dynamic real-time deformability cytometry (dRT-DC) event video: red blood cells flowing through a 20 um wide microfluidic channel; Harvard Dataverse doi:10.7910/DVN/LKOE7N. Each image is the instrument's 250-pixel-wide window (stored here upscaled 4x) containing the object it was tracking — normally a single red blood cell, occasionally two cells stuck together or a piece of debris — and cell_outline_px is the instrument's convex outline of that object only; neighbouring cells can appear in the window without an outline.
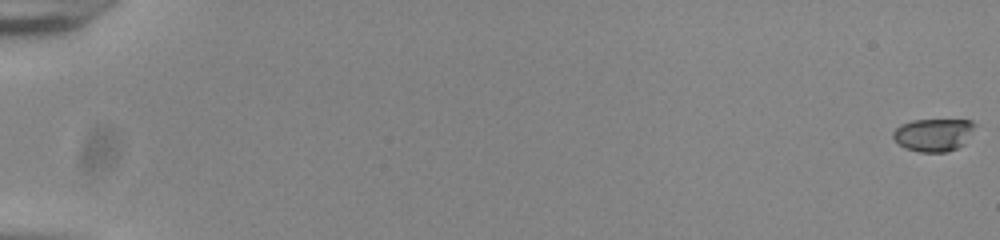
{"species": "common noctule bat (a hibernating species)", "species_latin": "Nyctalus noctula", "temperature_condition": "room temperature", "stored_images_in_passage": 57, "camera_frame_rate_fps": 3000, "um_per_image_px": 0.085, "animal": {"sex": "male", "body_mass_g": 20.0, "forearm_length_mm": 53.3}, "frame": {"image": 1, "passage_image": 1, "time_ms": 0.0, "image_size_px": [1000, 240], "cell_outline_px": [[976, 124], [972, 132], [964, 144], [956, 148], [944, 152], [920, 152], [904, 148], [892, 136], [892, 132], [900, 124], [912, 120], [972, 120]], "centroid_in_image_um": [79.34, 11.45], "position_along_channel_um": 5.7, "area_um2": 15.61}}
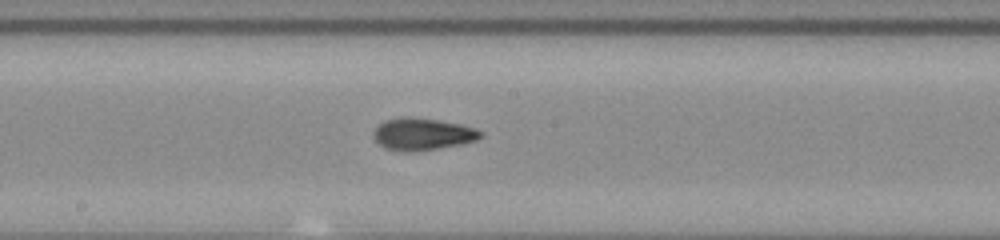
{"frame": {"image": 2, "passage_image": 33, "time_ms": 10.667, "image_size_px": [1000, 240], "cell_outline_px": [[484, 136], [476, 140], [460, 144], [416, 152], [408, 152], [384, 148], [372, 136], [372, 132], [384, 120], [436, 120], [460, 124], [476, 128], [484, 132]], "centroid_in_image_um": [35.97, 11.45], "position_along_channel_um": 212.2, "area_um2": 19.31}}
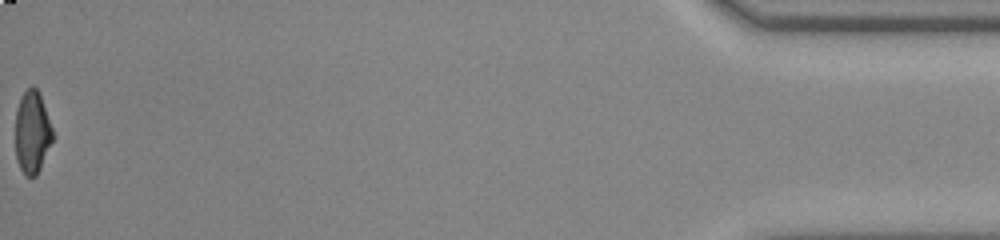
{"frame": {"image": 3, "passage_image": 57, "time_ms": 18.667, "image_size_px": [1000, 240], "cell_outline_px": [[56, 136], [36, 176], [24, 176], [16, 160], [16, 108], [20, 96], [32, 84], [40, 92]], "centroid_in_image_um": [2.77, 11.22], "position_along_channel_um": 432.4, "area_um2": 18.5}, "authors_computed_cell_mechanics": {"area_um2": 18.6694, "velocity_mm_per_s": 3.8465, "shape_relaxation_time_tau1_ms": 5.4323, "shape_relaxation_time_tau2_ms": 1.1238, "deformation_change_tau1": 0.2159, "deformation_change_tau2": 0.0749}}